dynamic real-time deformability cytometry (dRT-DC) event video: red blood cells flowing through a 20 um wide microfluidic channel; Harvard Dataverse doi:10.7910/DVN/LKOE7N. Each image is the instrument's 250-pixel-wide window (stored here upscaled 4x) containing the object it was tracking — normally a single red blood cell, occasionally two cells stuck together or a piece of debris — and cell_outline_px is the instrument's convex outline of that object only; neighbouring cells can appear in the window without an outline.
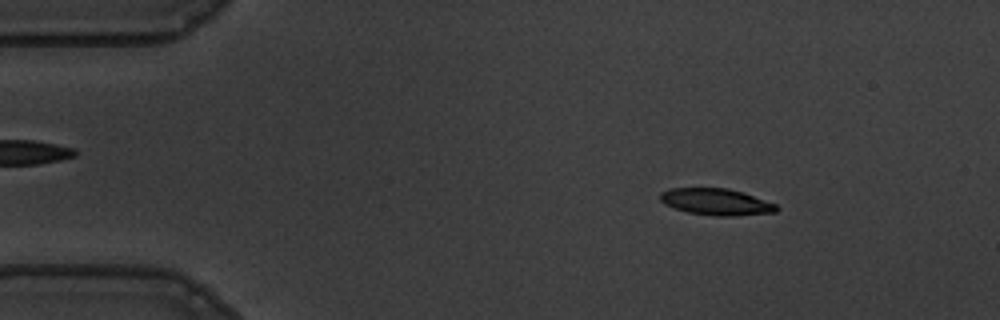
{"species": "common noctule bat (a hibernating species)", "species_latin": "Nyctalus noctula", "temperature_condition": "warm", "stored_images_in_passage": 56, "camera_frame_rate_fps": 3000, "um_per_image_px": 0.085, "animal": {"sex": "male", "body_mass_g": 19.5, "forearm_length_mm": 54.6}, "frame": {"image": 1, "passage_image": 8, "time_ms": 2.333, "image_size_px": [1000, 320], "cell_outline_px": [[780, 208], [776, 212], [736, 216], [716, 216], [688, 212], [664, 204], [660, 200], [660, 192], [668, 188], [728, 188], [744, 192], [776, 204]], "centroid_in_image_um": [60.89, 17.15], "position_along_channel_um": 24.1, "area_um2": 18.15}}
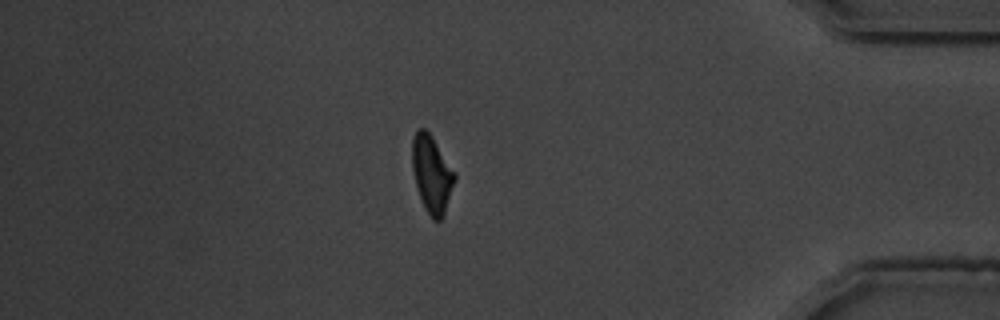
{"frame": {"image": 2, "passage_image": 48, "time_ms": 15.667, "image_size_px": [1000, 320], "cell_outline_px": [[456, 180], [444, 216], [440, 220], [432, 220], [424, 208], [416, 188], [412, 168], [412, 140], [416, 128], [424, 128], [432, 136], [456, 172]], "centroid_in_image_um": [36.71, 14.81], "position_along_channel_um": 398.5, "area_um2": 19.54}}
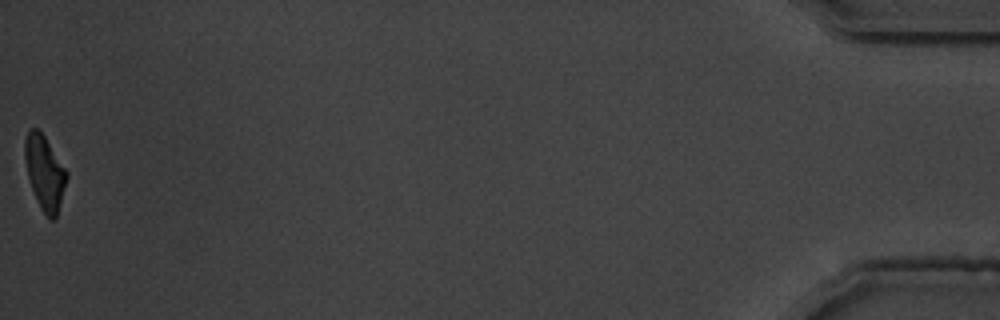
{"frame": {"image": 3, "passage_image": 56, "time_ms": 18.333, "image_size_px": [1000, 320], "cell_outline_px": [[68, 176], [56, 216], [52, 220], [44, 212], [32, 188], [28, 176], [24, 156], [24, 140], [28, 128], [36, 128], [44, 136], [68, 172]], "centroid_in_image_um": [3.79, 14.6], "position_along_channel_um": 431.4, "area_um2": 17.57}, "authors_computed_cell_mechanics": {"area_um2": 19.1607, "velocity_mm_per_s": 3.5997, "shape_relaxation_time_tau1_ms": 3.9019, "shape_relaxation_time_tau2_ms": 3.421, "deformation_change_tau1": 0.1738, "deformation_change_tau2": 0.0926}}